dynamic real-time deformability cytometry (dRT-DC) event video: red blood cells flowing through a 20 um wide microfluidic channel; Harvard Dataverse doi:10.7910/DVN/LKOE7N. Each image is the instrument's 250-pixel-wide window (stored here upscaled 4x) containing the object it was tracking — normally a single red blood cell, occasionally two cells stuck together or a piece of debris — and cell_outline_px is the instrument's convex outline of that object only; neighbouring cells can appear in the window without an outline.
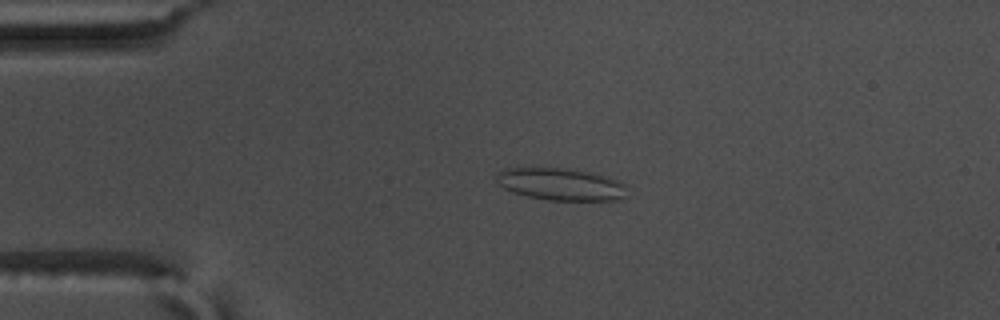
{"species": "common noctule bat (a hibernating species)", "species_latin": "Nyctalus noctula", "temperature_condition": "warm", "stored_images_in_passage": 56, "camera_frame_rate_fps": 3000, "um_per_image_px": 0.085, "animal": {"sex": "male", "body_mass_g": 17.5, "forearm_length_mm": 52.3}, "frame": {"image": 1, "passage_image": 13, "time_ms": 4.0, "image_size_px": [1000, 320], "cell_outline_px": [[624, 196], [620, 200], [548, 200], [528, 196], [512, 192], [504, 188], [496, 180], [496, 172], [504, 168], [568, 168], [592, 172], [616, 180], [624, 184]], "centroid_in_image_um": [47.62, 15.65], "position_along_channel_um": 37.4, "area_um2": 24.39}}
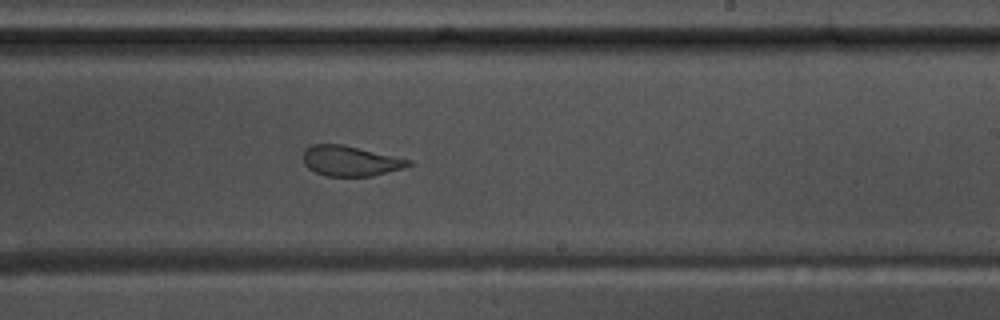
{"frame": {"image": 2, "passage_image": 34, "time_ms": 11.0, "image_size_px": [1000, 320], "cell_outline_px": [[412, 164], [400, 168], [372, 176], [324, 176], [308, 168], [304, 164], [304, 152], [312, 144], [344, 144], [412, 160]], "centroid_in_image_um": [29.76, 13.67], "position_along_channel_um": 259.2, "area_um2": 18.38}}
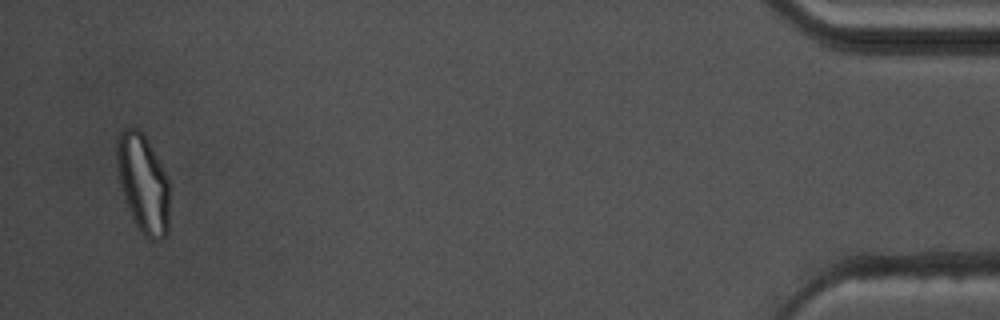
{"frame": {"image": 3, "passage_image": 54, "time_ms": 17.667, "image_size_px": [1000, 320], "cell_outline_px": [[168, 232], [160, 240], [148, 240], [140, 232], [132, 216], [124, 196], [120, 184], [116, 164], [116, 140], [120, 132], [124, 128], [136, 128], [144, 136], [160, 164], [168, 180]], "centroid_in_image_um": [12.14, 15.62], "position_along_channel_um": 423.1, "area_um2": 29.77}, "authors_computed_cell_mechanics": {"area_um2": 23.9003, "velocity_mm_per_s": 3.6804, "shape_relaxation_time_tau1_ms": 8.6095, "shape_relaxation_time_tau2_ms": 1.4624, "deformation_change_tau1": 0.2456, "deformation_change_tau2": 0.0967}}